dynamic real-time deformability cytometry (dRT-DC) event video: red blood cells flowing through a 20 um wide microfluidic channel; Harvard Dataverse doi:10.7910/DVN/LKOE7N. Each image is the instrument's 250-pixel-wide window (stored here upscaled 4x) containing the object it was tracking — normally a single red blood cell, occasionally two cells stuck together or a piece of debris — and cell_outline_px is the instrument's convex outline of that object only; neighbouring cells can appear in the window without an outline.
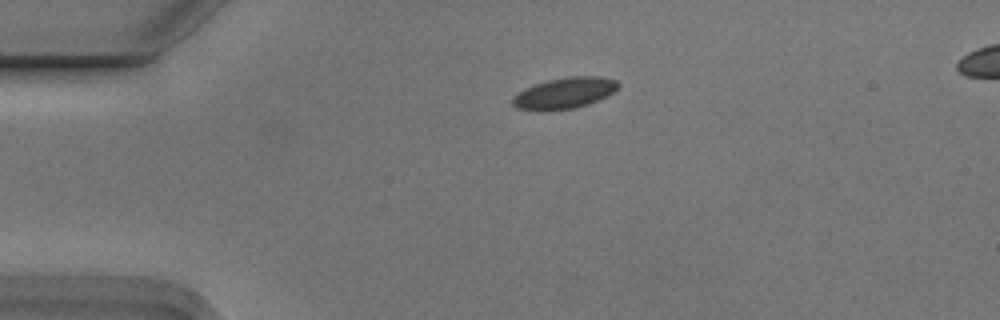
{"species": "Egyptian fruit bat (a non-hibernating species)", "species_latin": "Rousettus aegyptiacus", "temperature_condition": "cold", "stored_images_in_passage": 3, "camera_frame_rate_fps": 3000, "um_per_image_px": 0.085, "animal": {"sex": "male"}, "frame": {"image": 1, "passage_image": 1, "time_ms": 0.0, "image_size_px": [1000, 320], "cell_outline_px": [[620, 84], [612, 92], [588, 104], [572, 108], [540, 112], [516, 108], [512, 104], [512, 100], [524, 88], [548, 80], [568, 76], [600, 76], [616, 80]], "centroid_in_image_um": [47.95, 7.92], "position_along_channel_um": 37.1, "area_um2": 18.96}}